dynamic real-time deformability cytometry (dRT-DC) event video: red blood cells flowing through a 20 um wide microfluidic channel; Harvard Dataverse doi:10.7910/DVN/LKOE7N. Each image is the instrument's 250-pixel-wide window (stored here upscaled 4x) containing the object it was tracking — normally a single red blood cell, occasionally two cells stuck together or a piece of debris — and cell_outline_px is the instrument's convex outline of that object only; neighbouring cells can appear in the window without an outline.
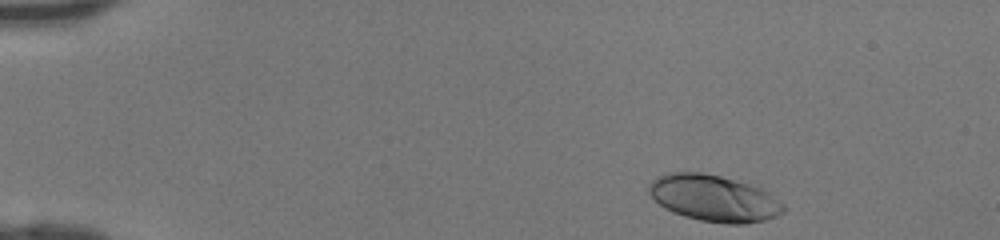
{"species": "human", "species_latin": "Homo sapiens", "temperature_condition": "room temperature", "stored_images_in_passage": 40, "camera_frame_rate_fps": 3000, "um_per_image_px": 0.085, "donor": {"sex": "female"}, "frame": {"image": 1, "passage_image": 1, "time_ms": 0.0, "image_size_px": [1000, 240], "cell_outline_px": [[784, 212], [776, 216], [764, 220], [744, 224], [728, 224], [700, 220], [684, 216], [664, 208], [648, 192], [648, 184], [652, 180], [668, 172], [700, 172], [720, 176], [748, 184], [760, 188], [768, 192], [784, 204]], "centroid_in_image_um": [60.68, 16.85], "position_along_channel_um": 24.3, "area_um2": 36.18}}
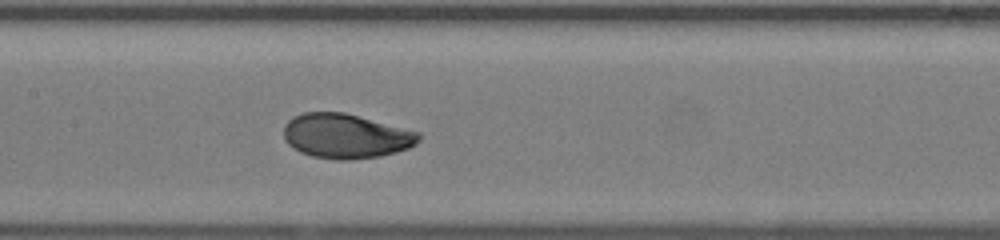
{"frame": {"image": 2, "passage_image": 18, "time_ms": 5.667, "image_size_px": [1000, 240], "cell_outline_px": [[420, 140], [416, 144], [408, 148], [396, 152], [380, 156], [352, 160], [336, 160], [312, 156], [300, 152], [292, 148], [284, 140], [284, 124], [288, 120], [304, 112], [344, 112], [420, 132]], "centroid_in_image_um": [29.39, 11.57], "position_along_channel_um": 178.0, "area_um2": 35.26}}
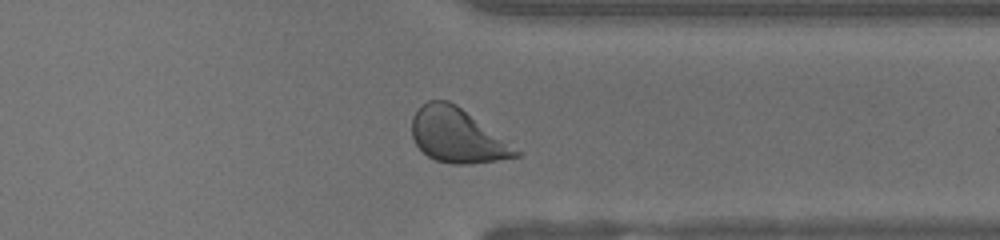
{"frame": {"image": 3, "passage_image": 31, "time_ms": 10.0, "image_size_px": [1000, 240], "cell_outline_px": [[524, 152], [520, 156], [472, 164], [452, 164], [436, 160], [428, 156], [416, 144], [412, 136], [412, 116], [428, 100], [448, 100], [456, 104]], "centroid_in_image_um": [38.9, 11.53], "position_along_channel_um": 372.5, "area_um2": 32.83}}